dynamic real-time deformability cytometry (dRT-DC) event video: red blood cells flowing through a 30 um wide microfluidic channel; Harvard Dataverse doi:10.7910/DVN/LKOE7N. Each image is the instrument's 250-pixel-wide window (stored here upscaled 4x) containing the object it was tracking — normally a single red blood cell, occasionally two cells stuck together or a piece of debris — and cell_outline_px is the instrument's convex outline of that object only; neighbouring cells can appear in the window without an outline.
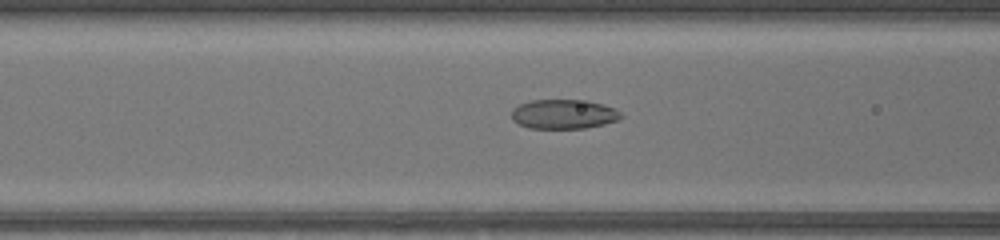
{"species": "common noctule bat (a hibernating species)", "species_latin": "Nyctalus noctula", "temperature_condition": "warm", "stored_images_in_passage": 50, "camera_frame_rate_fps": 3000, "um_per_image_px": 0.085, "animal": {"sex": "female", "body_mass_g": 17.0, "forearm_length_mm": 48.0}, "frame": {"image": 1, "passage_image": 21, "time_ms": 6.667, "image_size_px": [1000, 240], "cell_outline_px": [[624, 116], [616, 120], [604, 124], [584, 128], [528, 128], [512, 120], [512, 108], [520, 104], [532, 100], [588, 100], [612, 108], [620, 112]], "centroid_in_image_um": [47.89, 9.7], "position_along_channel_um": 118.7, "area_um2": 18.61}}
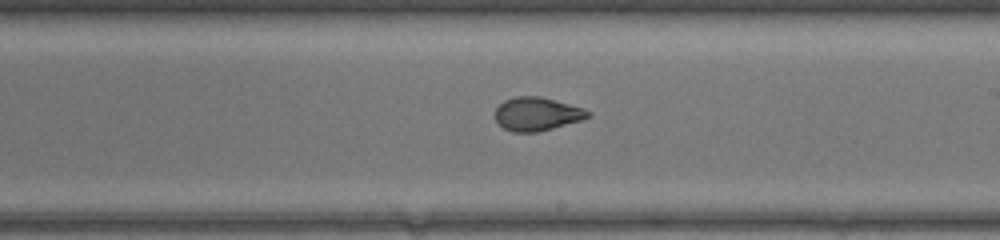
{"frame": {"image": 2, "passage_image": 30, "time_ms": 9.667, "image_size_px": [1000, 240], "cell_outline_px": [[592, 116], [580, 120], [552, 128], [536, 132], [512, 132], [504, 128], [496, 120], [496, 108], [504, 100], [516, 96], [540, 96], [584, 108], [592, 112]], "centroid_in_image_um": [45.66, 9.68], "position_along_channel_um": 243.3, "area_um2": 17.98}}
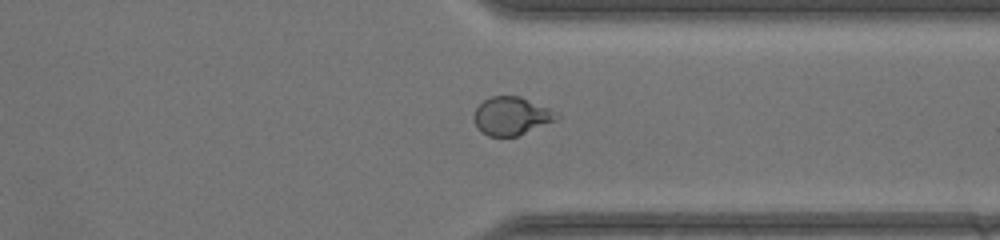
{"frame": {"image": 3, "passage_image": 39, "time_ms": 12.667, "image_size_px": [1000, 240], "cell_outline_px": [[560, 116], [556, 120], [516, 136], [488, 136], [480, 132], [472, 116], [476, 108], [484, 100], [492, 96], [520, 96], [548, 108]], "centroid_in_image_um": [43.43, 9.86], "position_along_channel_um": 368.0, "area_um2": 18.15}, "authors_computed_cell_mechanics": {"area_um2": 19.7676, "velocity_mm_per_s": 4.157, "shape_relaxation_time_tau1_ms": null, "shape_relaxation_time_tau2_ms": 1.0215, "deformation_change_tau1": null, "deformation_change_tau2": 0.0636}}